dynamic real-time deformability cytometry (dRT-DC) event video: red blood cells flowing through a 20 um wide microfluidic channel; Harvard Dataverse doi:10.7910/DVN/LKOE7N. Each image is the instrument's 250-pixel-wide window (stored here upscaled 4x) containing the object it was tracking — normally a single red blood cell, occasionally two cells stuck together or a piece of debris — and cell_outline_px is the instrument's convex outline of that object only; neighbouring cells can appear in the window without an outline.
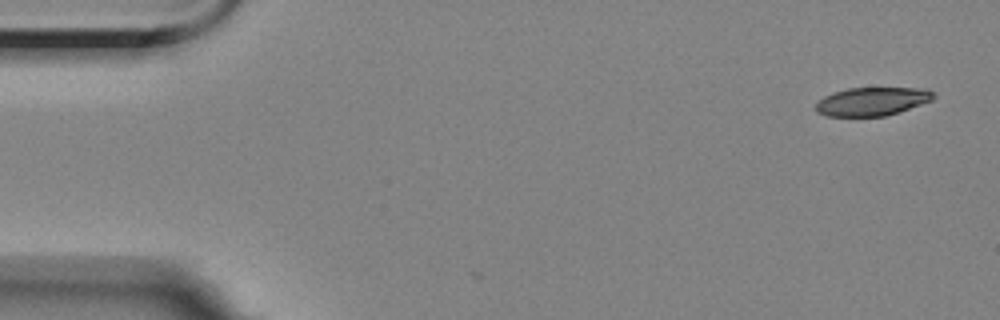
{"species": "Egyptian fruit bat (a non-hibernating species)", "species_latin": "Rousettus aegyptiacus", "temperature_condition": "room temperature", "stored_images_in_passage": 5, "camera_frame_rate_fps": 3000, "um_per_image_px": 0.085, "animal": {"sex": "female"}, "frame": {"image": 1, "passage_image": 1, "time_ms": 0.0, "image_size_px": [1000, 320], "cell_outline_px": [[936, 96], [932, 100], [884, 116], [828, 116], [816, 112], [816, 104], [824, 96], [832, 92], [848, 88], [928, 88], [936, 92]], "centroid_in_image_um": [74.14, 8.6], "position_along_channel_um": 10.9, "area_um2": 19.42}}
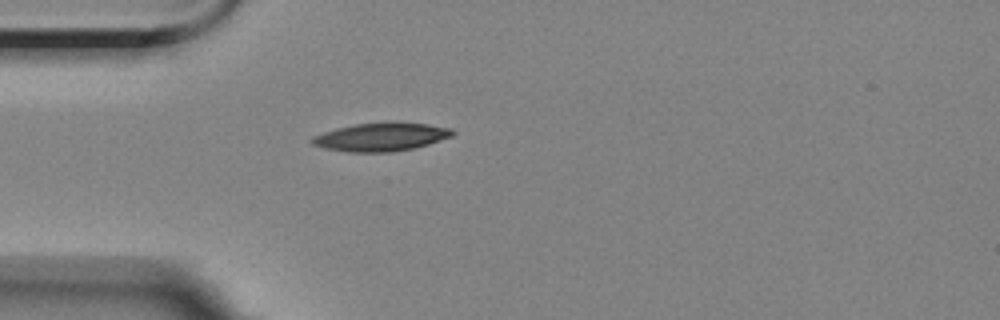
{"frame": {"image": 2, "passage_image": 5, "time_ms": 4.333, "image_size_px": [1000, 320], "cell_outline_px": [[456, 132], [452, 136], [428, 144], [412, 148], [392, 152], [348, 152], [324, 148], [312, 144], [308, 140], [312, 136], [336, 128], [356, 124], [392, 120], [400, 120], [428, 124], [452, 128]], "centroid_in_image_um": [32.4, 11.61], "position_along_channel_um": 52.6, "area_um2": 23.76}}